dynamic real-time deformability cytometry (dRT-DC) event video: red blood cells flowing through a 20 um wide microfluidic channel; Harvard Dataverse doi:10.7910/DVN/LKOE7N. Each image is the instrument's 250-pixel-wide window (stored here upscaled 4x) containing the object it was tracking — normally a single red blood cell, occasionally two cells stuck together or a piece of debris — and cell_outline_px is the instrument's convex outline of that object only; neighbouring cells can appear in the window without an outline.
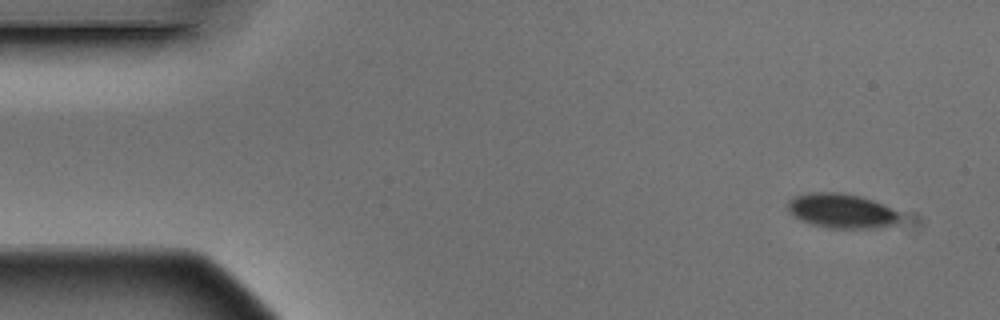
{"species": "Egyptian fruit bat (a non-hibernating species)", "species_latin": "Rousettus aegyptiacus", "temperature_condition": "warm", "stored_images_in_passage": 8, "camera_frame_rate_fps": 3000, "um_per_image_px": 0.085, "animal": {"sex": "male"}, "frame": {"image": 1, "passage_image": 1, "time_ms": 0.0, "image_size_px": [1000, 320], "cell_outline_px": [[896, 224], [880, 228], [828, 228], [812, 224], [800, 220], [788, 212], [788, 200], [796, 196], [808, 192], [840, 192], [860, 196], [884, 204], [892, 208], [896, 212]], "centroid_in_image_um": [71.48, 17.92], "position_along_channel_um": 13.5, "area_um2": 22.54}}
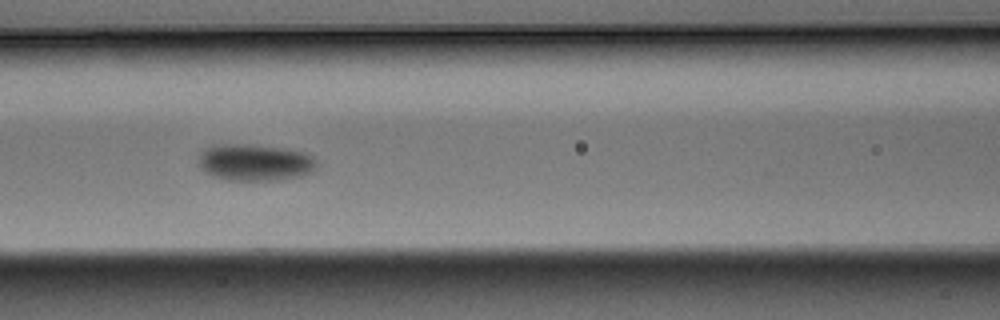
{"frame": {"image": 2, "passage_image": 6, "time_ms": 1.667, "image_size_px": [1000, 320], "cell_outline_px": [[316, 168], [312, 172], [300, 176], [276, 180], [224, 180], [212, 176], [204, 172], [200, 164], [200, 152], [204, 148], [212, 144], [256, 144], [284, 148], [308, 152], [316, 160]], "centroid_in_image_um": [21.67, 13.79], "position_along_channel_um": 144.9, "area_um2": 25.72}}
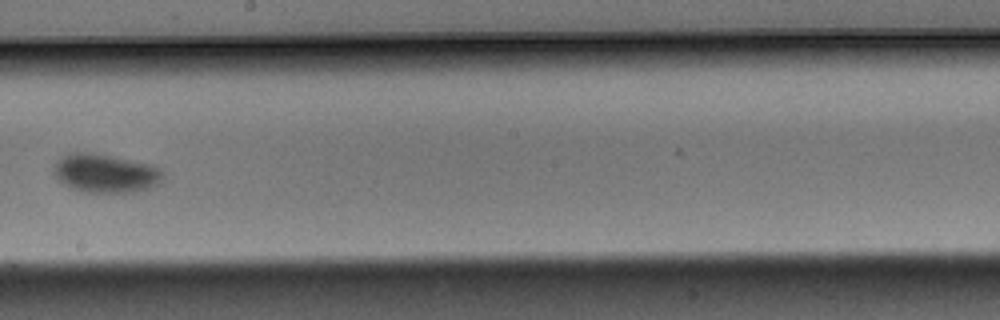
{"frame": {"image": 3, "passage_image": 8, "time_ms": 2.333, "image_size_px": [1000, 320], "cell_outline_px": [[164, 180], [152, 188], [132, 192], [80, 192], [64, 184], [52, 172], [52, 168], [56, 160], [60, 156], [72, 152], [92, 152], [152, 164], [160, 168], [164, 172]], "centroid_in_image_um": [8.97, 14.72], "position_along_channel_um": 239.2, "area_um2": 25.09}}